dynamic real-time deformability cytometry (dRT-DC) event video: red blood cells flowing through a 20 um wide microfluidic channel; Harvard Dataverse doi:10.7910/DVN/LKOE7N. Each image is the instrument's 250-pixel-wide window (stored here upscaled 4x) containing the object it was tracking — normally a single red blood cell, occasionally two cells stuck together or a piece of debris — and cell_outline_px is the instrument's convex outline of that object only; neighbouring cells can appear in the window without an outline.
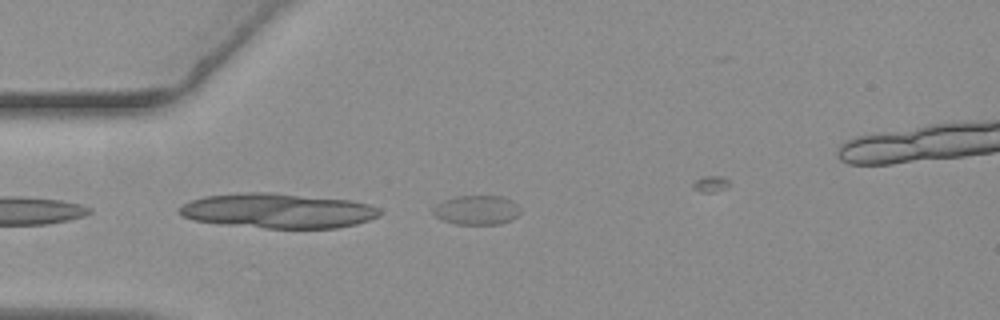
{"species": "common noctule bat (a hibernating species)", "species_latin": "Nyctalus noctula", "temperature_condition": "warm", "stored_images_in_passage": 35, "camera_frame_rate_fps": 3000, "um_per_image_px": 0.085, "animal": {"sex": "female", "body_mass_g": 19.3, "forearm_length_mm": 54.1}, "frame": {"image": 1, "passage_image": 1, "time_ms": 0.0, "image_size_px": [1000, 320], "cell_outline_px": [[520, 212], [512, 220], [500, 224], [456, 224], [444, 220], [436, 216], [432, 212], [432, 208], [436, 204], [444, 200], [456, 196], [504, 196], [512, 200], [520, 208]], "centroid_in_image_um": [40.53, 17.85], "position_along_channel_um": 44.5, "area_um2": 14.97}}
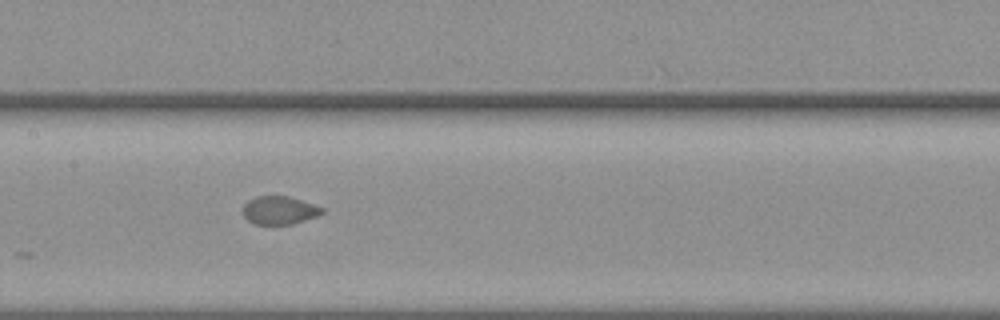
{"frame": {"image": 2, "passage_image": 14, "time_ms": 4.333, "image_size_px": [1000, 320], "cell_outline_px": [[324, 212], [316, 216], [292, 224], [252, 224], [244, 216], [244, 204], [248, 200], [256, 196], [288, 196], [324, 208]], "centroid_in_image_um": [23.73, 17.87], "position_along_channel_um": 183.7, "area_um2": 12.83}}
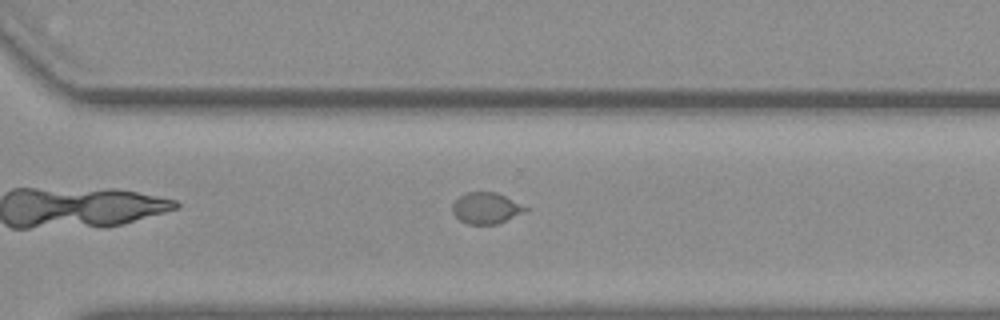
{"frame": {"image": 3, "passage_image": 26, "time_ms": 8.333, "image_size_px": [1000, 320], "cell_outline_px": [[528, 208], [524, 212], [496, 224], [468, 224], [460, 220], [452, 212], [452, 204], [464, 192], [496, 192]], "centroid_in_image_um": [41.27, 17.68], "position_along_channel_um": 329.3, "area_um2": 13.01}}